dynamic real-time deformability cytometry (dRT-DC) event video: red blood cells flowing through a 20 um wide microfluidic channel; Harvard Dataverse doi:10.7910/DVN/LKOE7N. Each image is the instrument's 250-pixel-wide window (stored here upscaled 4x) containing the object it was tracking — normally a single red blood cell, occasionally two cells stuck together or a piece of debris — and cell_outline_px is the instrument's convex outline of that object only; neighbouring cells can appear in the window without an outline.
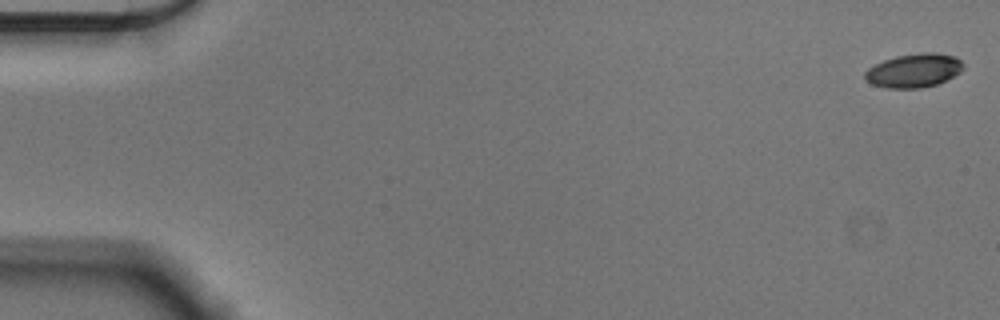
{"species": "Egyptian fruit bat (a non-hibernating species)", "species_latin": "Rousettus aegyptiacus", "temperature_condition": "cold", "stored_images_in_passage": 57, "camera_frame_rate_fps": 3000, "um_per_image_px": 0.085, "animal": {"sex": "male"}, "frame": {"image": 1, "passage_image": 1, "time_ms": 0.0, "image_size_px": [1000, 320], "cell_outline_px": [[964, 68], [960, 72], [936, 84], [920, 88], [884, 88], [872, 84], [864, 76], [864, 72], [868, 68], [884, 60], [896, 56], [920, 52], [936, 52], [956, 56], [964, 64]], "centroid_in_image_um": [77.69, 5.98], "position_along_channel_um": 7.3, "area_um2": 19.36}}
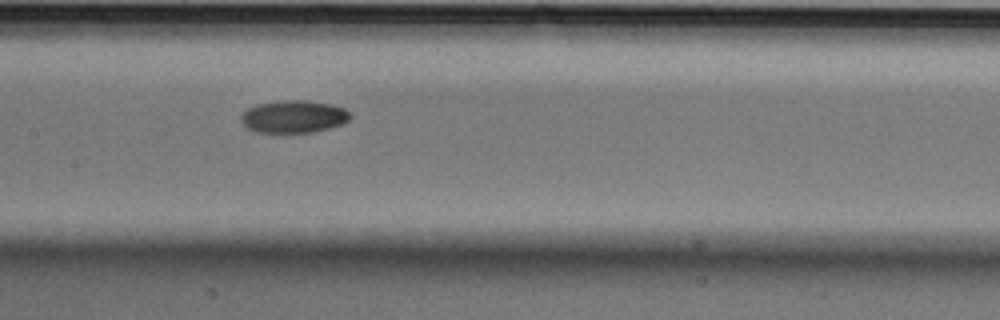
{"frame": {"image": 2, "passage_image": 28, "time_ms": 9.0, "image_size_px": [1000, 320], "cell_outline_px": [[352, 116], [348, 120], [340, 124], [328, 128], [312, 132], [256, 132], [248, 128], [240, 120], [240, 116], [248, 108], [256, 104], [284, 100], [304, 100], [332, 104], [344, 108]], "centroid_in_image_um": [24.95, 9.9], "position_along_channel_um": 182.5, "area_um2": 20.52}}
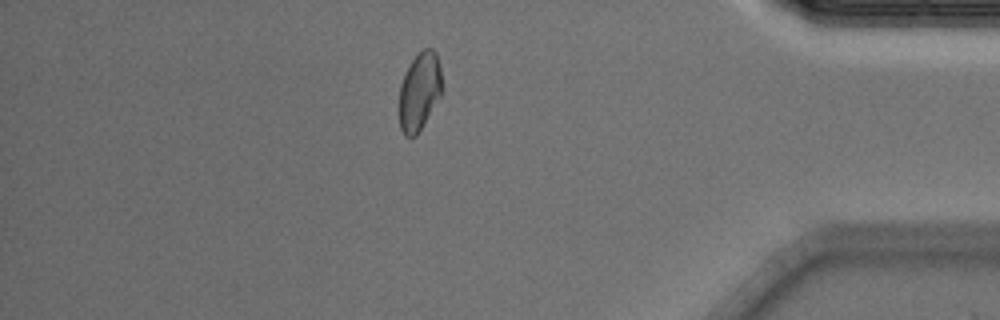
{"frame": {"image": 3, "passage_image": 49, "time_ms": 16.0, "image_size_px": [1000, 320], "cell_outline_px": [[440, 96], [416, 136], [404, 136], [400, 128], [400, 84], [408, 64], [424, 48], [432, 48], [436, 52], [440, 64]], "centroid_in_image_um": [35.63, 7.75], "position_along_channel_um": 399.6, "area_um2": 19.07}, "authors_computed_cell_mechanics": {"area_um2": 20.3456, "velocity_mm_per_s": 3.5734, "shape_relaxation_time_tau1_ms": 4.1102, "shape_relaxation_time_tau2_ms": null, "deformation_change_tau1": 0.1062, "deformation_change_tau2": null}}